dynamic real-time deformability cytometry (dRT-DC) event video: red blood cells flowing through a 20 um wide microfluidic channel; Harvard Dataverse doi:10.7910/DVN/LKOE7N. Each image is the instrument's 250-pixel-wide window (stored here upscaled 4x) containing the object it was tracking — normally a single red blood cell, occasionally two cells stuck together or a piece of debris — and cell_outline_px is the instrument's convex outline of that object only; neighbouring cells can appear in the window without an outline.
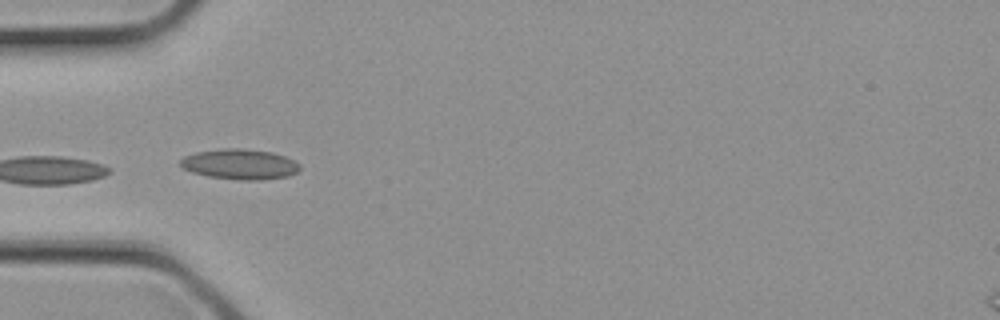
{"species": "common noctule bat (a hibernating species)", "species_latin": "Nyctalus noctula", "temperature_condition": "cold", "stored_images_in_passage": 4, "camera_frame_rate_fps": 3000, "um_per_image_px": 0.085, "animal": {"sex": "female", "body_mass_g": 21.9}, "frame": {"image": 1, "passage_image": 4, "time_ms": 1.0, "image_size_px": [1000, 320], "cell_outline_px": [[300, 168], [296, 172], [288, 176], [260, 180], [240, 180], [208, 176], [192, 172], [184, 168], [180, 164], [180, 160], [184, 156], [196, 152], [220, 148], [244, 148], [272, 152], [284, 156], [300, 164]], "centroid_in_image_um": [20.38, 13.95], "position_along_channel_um": 64.6, "area_um2": 21.1}}